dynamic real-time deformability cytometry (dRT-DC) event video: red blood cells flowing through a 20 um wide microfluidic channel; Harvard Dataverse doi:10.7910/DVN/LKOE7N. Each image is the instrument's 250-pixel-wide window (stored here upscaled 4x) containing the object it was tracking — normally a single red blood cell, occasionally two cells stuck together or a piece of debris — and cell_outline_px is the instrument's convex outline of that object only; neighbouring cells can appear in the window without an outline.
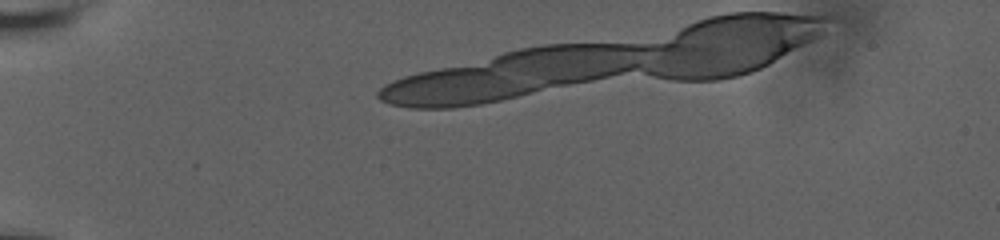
{"species": "human", "species_latin": "Homo sapiens", "temperature_condition": "room temperature", "stored_images_in_passage": 4, "camera_frame_rate_fps": 3000, "um_per_image_px": 0.085, "donor": {"sex": "male"}, "frame": {"image": 1, "passage_image": 1, "time_ms": 0.0, "image_size_px": [1000, 240], "cell_outline_px": [[648, 48], [636, 64], [628, 68], [616, 72], [584, 80], [388, 88], [392, 84], [400, 80], [412, 76], [512, 52], [532, 48], [560, 44], [620, 44]], "centroid_in_image_um": [45.43, 5.63], "position_along_channel_um": 39.6, "area_um2": 46.12}}